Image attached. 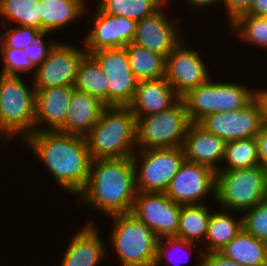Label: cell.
Returning a JSON list of instances; mask_svg holds the SVG:
<instances>
[{
	"instance_id": "obj_27",
	"label": "cell",
	"mask_w": 267,
	"mask_h": 266,
	"mask_svg": "<svg viewBox=\"0 0 267 266\" xmlns=\"http://www.w3.org/2000/svg\"><path fill=\"white\" fill-rule=\"evenodd\" d=\"M211 212L203 204L182 205L178 232L175 237L193 242L195 239H205Z\"/></svg>"
},
{
	"instance_id": "obj_40",
	"label": "cell",
	"mask_w": 267,
	"mask_h": 266,
	"mask_svg": "<svg viewBox=\"0 0 267 266\" xmlns=\"http://www.w3.org/2000/svg\"><path fill=\"white\" fill-rule=\"evenodd\" d=\"M258 142L259 161L258 165L267 172V126L263 125L256 136Z\"/></svg>"
},
{
	"instance_id": "obj_2",
	"label": "cell",
	"mask_w": 267,
	"mask_h": 266,
	"mask_svg": "<svg viewBox=\"0 0 267 266\" xmlns=\"http://www.w3.org/2000/svg\"><path fill=\"white\" fill-rule=\"evenodd\" d=\"M135 173L132 157L91 160L87 185L79 194L81 201L109 216L131 213L137 194Z\"/></svg>"
},
{
	"instance_id": "obj_8",
	"label": "cell",
	"mask_w": 267,
	"mask_h": 266,
	"mask_svg": "<svg viewBox=\"0 0 267 266\" xmlns=\"http://www.w3.org/2000/svg\"><path fill=\"white\" fill-rule=\"evenodd\" d=\"M210 81L190 90L181 98L191 122H198L207 114L243 108L255 98V93L244 85Z\"/></svg>"
},
{
	"instance_id": "obj_4",
	"label": "cell",
	"mask_w": 267,
	"mask_h": 266,
	"mask_svg": "<svg viewBox=\"0 0 267 266\" xmlns=\"http://www.w3.org/2000/svg\"><path fill=\"white\" fill-rule=\"evenodd\" d=\"M36 90L16 75H0V133L5 138L34 133Z\"/></svg>"
},
{
	"instance_id": "obj_32",
	"label": "cell",
	"mask_w": 267,
	"mask_h": 266,
	"mask_svg": "<svg viewBox=\"0 0 267 266\" xmlns=\"http://www.w3.org/2000/svg\"><path fill=\"white\" fill-rule=\"evenodd\" d=\"M230 25L247 43L267 48V17L241 15Z\"/></svg>"
},
{
	"instance_id": "obj_10",
	"label": "cell",
	"mask_w": 267,
	"mask_h": 266,
	"mask_svg": "<svg viewBox=\"0 0 267 266\" xmlns=\"http://www.w3.org/2000/svg\"><path fill=\"white\" fill-rule=\"evenodd\" d=\"M101 67L108 81V106H128L139 80L130 68L126 47L101 49L89 54Z\"/></svg>"
},
{
	"instance_id": "obj_19",
	"label": "cell",
	"mask_w": 267,
	"mask_h": 266,
	"mask_svg": "<svg viewBox=\"0 0 267 266\" xmlns=\"http://www.w3.org/2000/svg\"><path fill=\"white\" fill-rule=\"evenodd\" d=\"M180 99L165 77L141 80L128 107L135 116H148L170 109Z\"/></svg>"
},
{
	"instance_id": "obj_11",
	"label": "cell",
	"mask_w": 267,
	"mask_h": 266,
	"mask_svg": "<svg viewBox=\"0 0 267 266\" xmlns=\"http://www.w3.org/2000/svg\"><path fill=\"white\" fill-rule=\"evenodd\" d=\"M225 142L256 137L260 132L262 110L256 98L245 107L228 112L207 114L197 122Z\"/></svg>"
},
{
	"instance_id": "obj_17",
	"label": "cell",
	"mask_w": 267,
	"mask_h": 266,
	"mask_svg": "<svg viewBox=\"0 0 267 266\" xmlns=\"http://www.w3.org/2000/svg\"><path fill=\"white\" fill-rule=\"evenodd\" d=\"M168 22L161 8L153 15L138 20L132 43L167 57L181 39L176 28Z\"/></svg>"
},
{
	"instance_id": "obj_26",
	"label": "cell",
	"mask_w": 267,
	"mask_h": 266,
	"mask_svg": "<svg viewBox=\"0 0 267 266\" xmlns=\"http://www.w3.org/2000/svg\"><path fill=\"white\" fill-rule=\"evenodd\" d=\"M108 81L100 65L86 54L80 61L74 87L97 97L108 106Z\"/></svg>"
},
{
	"instance_id": "obj_13",
	"label": "cell",
	"mask_w": 267,
	"mask_h": 266,
	"mask_svg": "<svg viewBox=\"0 0 267 266\" xmlns=\"http://www.w3.org/2000/svg\"><path fill=\"white\" fill-rule=\"evenodd\" d=\"M216 172L210 167L187 160L181 164L177 174L165 192L180 205H198L207 192L215 197Z\"/></svg>"
},
{
	"instance_id": "obj_29",
	"label": "cell",
	"mask_w": 267,
	"mask_h": 266,
	"mask_svg": "<svg viewBox=\"0 0 267 266\" xmlns=\"http://www.w3.org/2000/svg\"><path fill=\"white\" fill-rule=\"evenodd\" d=\"M166 0H102L98 7L103 13L135 21L157 12Z\"/></svg>"
},
{
	"instance_id": "obj_38",
	"label": "cell",
	"mask_w": 267,
	"mask_h": 266,
	"mask_svg": "<svg viewBox=\"0 0 267 266\" xmlns=\"http://www.w3.org/2000/svg\"><path fill=\"white\" fill-rule=\"evenodd\" d=\"M226 5L229 21L232 23L238 16L246 14L254 0H222Z\"/></svg>"
},
{
	"instance_id": "obj_41",
	"label": "cell",
	"mask_w": 267,
	"mask_h": 266,
	"mask_svg": "<svg viewBox=\"0 0 267 266\" xmlns=\"http://www.w3.org/2000/svg\"><path fill=\"white\" fill-rule=\"evenodd\" d=\"M243 15L267 17V0H254L249 11Z\"/></svg>"
},
{
	"instance_id": "obj_16",
	"label": "cell",
	"mask_w": 267,
	"mask_h": 266,
	"mask_svg": "<svg viewBox=\"0 0 267 266\" xmlns=\"http://www.w3.org/2000/svg\"><path fill=\"white\" fill-rule=\"evenodd\" d=\"M95 26L85 38L87 54L101 49L123 48L131 44L137 21L96 11Z\"/></svg>"
},
{
	"instance_id": "obj_36",
	"label": "cell",
	"mask_w": 267,
	"mask_h": 266,
	"mask_svg": "<svg viewBox=\"0 0 267 266\" xmlns=\"http://www.w3.org/2000/svg\"><path fill=\"white\" fill-rule=\"evenodd\" d=\"M55 44L56 42H51L46 46L41 37L35 43L26 46L24 52L33 65L37 67L47 58Z\"/></svg>"
},
{
	"instance_id": "obj_21",
	"label": "cell",
	"mask_w": 267,
	"mask_h": 266,
	"mask_svg": "<svg viewBox=\"0 0 267 266\" xmlns=\"http://www.w3.org/2000/svg\"><path fill=\"white\" fill-rule=\"evenodd\" d=\"M106 107L97 97L75 88L67 110L65 126L60 132L86 137L100 120Z\"/></svg>"
},
{
	"instance_id": "obj_14",
	"label": "cell",
	"mask_w": 267,
	"mask_h": 266,
	"mask_svg": "<svg viewBox=\"0 0 267 266\" xmlns=\"http://www.w3.org/2000/svg\"><path fill=\"white\" fill-rule=\"evenodd\" d=\"M87 54L72 45L55 44L35 71L34 88L74 85L80 61Z\"/></svg>"
},
{
	"instance_id": "obj_25",
	"label": "cell",
	"mask_w": 267,
	"mask_h": 266,
	"mask_svg": "<svg viewBox=\"0 0 267 266\" xmlns=\"http://www.w3.org/2000/svg\"><path fill=\"white\" fill-rule=\"evenodd\" d=\"M126 52L130 68L139 81L165 77V56L133 43L126 46Z\"/></svg>"
},
{
	"instance_id": "obj_39",
	"label": "cell",
	"mask_w": 267,
	"mask_h": 266,
	"mask_svg": "<svg viewBox=\"0 0 267 266\" xmlns=\"http://www.w3.org/2000/svg\"><path fill=\"white\" fill-rule=\"evenodd\" d=\"M203 260L197 266H241L239 263L224 257L219 252L203 253Z\"/></svg>"
},
{
	"instance_id": "obj_6",
	"label": "cell",
	"mask_w": 267,
	"mask_h": 266,
	"mask_svg": "<svg viewBox=\"0 0 267 266\" xmlns=\"http://www.w3.org/2000/svg\"><path fill=\"white\" fill-rule=\"evenodd\" d=\"M112 245L122 266H154L159 238L132 213L112 215Z\"/></svg>"
},
{
	"instance_id": "obj_18",
	"label": "cell",
	"mask_w": 267,
	"mask_h": 266,
	"mask_svg": "<svg viewBox=\"0 0 267 266\" xmlns=\"http://www.w3.org/2000/svg\"><path fill=\"white\" fill-rule=\"evenodd\" d=\"M34 89L36 90L34 132L60 131L65 126L74 85ZM42 122H47L51 128L38 130L36 126L43 124Z\"/></svg>"
},
{
	"instance_id": "obj_3",
	"label": "cell",
	"mask_w": 267,
	"mask_h": 266,
	"mask_svg": "<svg viewBox=\"0 0 267 266\" xmlns=\"http://www.w3.org/2000/svg\"><path fill=\"white\" fill-rule=\"evenodd\" d=\"M136 131V116L128 106H107L86 136L91 159L133 157Z\"/></svg>"
},
{
	"instance_id": "obj_22",
	"label": "cell",
	"mask_w": 267,
	"mask_h": 266,
	"mask_svg": "<svg viewBox=\"0 0 267 266\" xmlns=\"http://www.w3.org/2000/svg\"><path fill=\"white\" fill-rule=\"evenodd\" d=\"M92 224L77 232L64 254L61 266H96L105 248Z\"/></svg>"
},
{
	"instance_id": "obj_42",
	"label": "cell",
	"mask_w": 267,
	"mask_h": 266,
	"mask_svg": "<svg viewBox=\"0 0 267 266\" xmlns=\"http://www.w3.org/2000/svg\"><path fill=\"white\" fill-rule=\"evenodd\" d=\"M255 98L258 100L262 110L263 125L267 126V90L255 92Z\"/></svg>"
},
{
	"instance_id": "obj_5",
	"label": "cell",
	"mask_w": 267,
	"mask_h": 266,
	"mask_svg": "<svg viewBox=\"0 0 267 266\" xmlns=\"http://www.w3.org/2000/svg\"><path fill=\"white\" fill-rule=\"evenodd\" d=\"M266 198L267 172L259 165L216 172L215 199L223 208L243 212Z\"/></svg>"
},
{
	"instance_id": "obj_15",
	"label": "cell",
	"mask_w": 267,
	"mask_h": 266,
	"mask_svg": "<svg viewBox=\"0 0 267 266\" xmlns=\"http://www.w3.org/2000/svg\"><path fill=\"white\" fill-rule=\"evenodd\" d=\"M165 78L182 98L209 81V73L199 53L183 48L180 42L166 57Z\"/></svg>"
},
{
	"instance_id": "obj_1",
	"label": "cell",
	"mask_w": 267,
	"mask_h": 266,
	"mask_svg": "<svg viewBox=\"0 0 267 266\" xmlns=\"http://www.w3.org/2000/svg\"><path fill=\"white\" fill-rule=\"evenodd\" d=\"M25 140L62 188L74 194L84 190L92 160L86 137L41 131L30 134Z\"/></svg>"
},
{
	"instance_id": "obj_20",
	"label": "cell",
	"mask_w": 267,
	"mask_h": 266,
	"mask_svg": "<svg viewBox=\"0 0 267 266\" xmlns=\"http://www.w3.org/2000/svg\"><path fill=\"white\" fill-rule=\"evenodd\" d=\"M226 142L192 122L183 142L185 160L206 165L217 172L216 162L224 159Z\"/></svg>"
},
{
	"instance_id": "obj_31",
	"label": "cell",
	"mask_w": 267,
	"mask_h": 266,
	"mask_svg": "<svg viewBox=\"0 0 267 266\" xmlns=\"http://www.w3.org/2000/svg\"><path fill=\"white\" fill-rule=\"evenodd\" d=\"M0 15L41 31L38 0H0Z\"/></svg>"
},
{
	"instance_id": "obj_7",
	"label": "cell",
	"mask_w": 267,
	"mask_h": 266,
	"mask_svg": "<svg viewBox=\"0 0 267 266\" xmlns=\"http://www.w3.org/2000/svg\"><path fill=\"white\" fill-rule=\"evenodd\" d=\"M191 123L185 102L180 99L166 111L136 116V144L142 150L182 147Z\"/></svg>"
},
{
	"instance_id": "obj_23",
	"label": "cell",
	"mask_w": 267,
	"mask_h": 266,
	"mask_svg": "<svg viewBox=\"0 0 267 266\" xmlns=\"http://www.w3.org/2000/svg\"><path fill=\"white\" fill-rule=\"evenodd\" d=\"M219 253L241 266H267V243L244 229Z\"/></svg>"
},
{
	"instance_id": "obj_28",
	"label": "cell",
	"mask_w": 267,
	"mask_h": 266,
	"mask_svg": "<svg viewBox=\"0 0 267 266\" xmlns=\"http://www.w3.org/2000/svg\"><path fill=\"white\" fill-rule=\"evenodd\" d=\"M243 229V218L234 220L226 212L211 213L206 239L208 251L219 252Z\"/></svg>"
},
{
	"instance_id": "obj_35",
	"label": "cell",
	"mask_w": 267,
	"mask_h": 266,
	"mask_svg": "<svg viewBox=\"0 0 267 266\" xmlns=\"http://www.w3.org/2000/svg\"><path fill=\"white\" fill-rule=\"evenodd\" d=\"M1 48L4 62L1 74L18 76V71H30L33 67L35 68L25 54L24 49L12 47Z\"/></svg>"
},
{
	"instance_id": "obj_24",
	"label": "cell",
	"mask_w": 267,
	"mask_h": 266,
	"mask_svg": "<svg viewBox=\"0 0 267 266\" xmlns=\"http://www.w3.org/2000/svg\"><path fill=\"white\" fill-rule=\"evenodd\" d=\"M84 0H38L41 32L45 35L81 16Z\"/></svg>"
},
{
	"instance_id": "obj_37",
	"label": "cell",
	"mask_w": 267,
	"mask_h": 266,
	"mask_svg": "<svg viewBox=\"0 0 267 266\" xmlns=\"http://www.w3.org/2000/svg\"><path fill=\"white\" fill-rule=\"evenodd\" d=\"M166 238V243H165V240H162V238H160L158 240V243H157V256H156V261H155V264L154 266H157L159 265L161 262H163V258H165V247H167L166 245L168 246H172V248H184L187 247V248H193L192 245L194 244L193 242H189V241H186V240H183V239H180L178 237H165ZM164 241V242H163ZM165 245V246H164Z\"/></svg>"
},
{
	"instance_id": "obj_34",
	"label": "cell",
	"mask_w": 267,
	"mask_h": 266,
	"mask_svg": "<svg viewBox=\"0 0 267 266\" xmlns=\"http://www.w3.org/2000/svg\"><path fill=\"white\" fill-rule=\"evenodd\" d=\"M45 34L33 27L19 26L18 28H10L1 37V47H12L24 49L35 43L39 38Z\"/></svg>"
},
{
	"instance_id": "obj_9",
	"label": "cell",
	"mask_w": 267,
	"mask_h": 266,
	"mask_svg": "<svg viewBox=\"0 0 267 266\" xmlns=\"http://www.w3.org/2000/svg\"><path fill=\"white\" fill-rule=\"evenodd\" d=\"M141 165L133 155L137 192H166L185 160L182 147L142 150ZM138 166H140L138 168ZM139 172V173H138Z\"/></svg>"
},
{
	"instance_id": "obj_30",
	"label": "cell",
	"mask_w": 267,
	"mask_h": 266,
	"mask_svg": "<svg viewBox=\"0 0 267 266\" xmlns=\"http://www.w3.org/2000/svg\"><path fill=\"white\" fill-rule=\"evenodd\" d=\"M224 160L227 161L228 166L223 170L258 166L259 153L256 137L226 142Z\"/></svg>"
},
{
	"instance_id": "obj_33",
	"label": "cell",
	"mask_w": 267,
	"mask_h": 266,
	"mask_svg": "<svg viewBox=\"0 0 267 266\" xmlns=\"http://www.w3.org/2000/svg\"><path fill=\"white\" fill-rule=\"evenodd\" d=\"M243 218V229L267 243V198L248 209Z\"/></svg>"
},
{
	"instance_id": "obj_43",
	"label": "cell",
	"mask_w": 267,
	"mask_h": 266,
	"mask_svg": "<svg viewBox=\"0 0 267 266\" xmlns=\"http://www.w3.org/2000/svg\"><path fill=\"white\" fill-rule=\"evenodd\" d=\"M191 4L194 6H207L210 5L211 3L214 4L216 1H221V0H188Z\"/></svg>"
},
{
	"instance_id": "obj_12",
	"label": "cell",
	"mask_w": 267,
	"mask_h": 266,
	"mask_svg": "<svg viewBox=\"0 0 267 266\" xmlns=\"http://www.w3.org/2000/svg\"><path fill=\"white\" fill-rule=\"evenodd\" d=\"M181 206L164 192H137L131 213L160 239L177 235Z\"/></svg>"
}]
</instances>
